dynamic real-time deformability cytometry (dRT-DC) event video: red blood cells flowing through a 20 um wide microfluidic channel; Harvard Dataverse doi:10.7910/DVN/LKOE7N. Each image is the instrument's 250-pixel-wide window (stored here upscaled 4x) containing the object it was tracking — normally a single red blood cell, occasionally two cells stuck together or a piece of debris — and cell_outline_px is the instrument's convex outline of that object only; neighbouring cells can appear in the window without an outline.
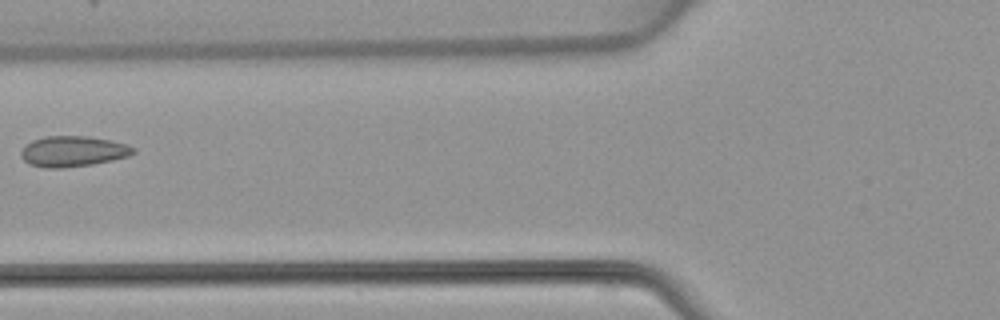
{"species": "common noctule bat (a hibernating species)", "species_latin": "Nyctalus noctula", "temperature_condition": "warm", "stored_images_in_passage": 6, "camera_frame_rate_fps": 3000, "um_per_image_px": 0.085, "animal": {"sex": "female", "body_mass_g": 22.7, "forearm_length_mm": 54.2}, "frame": {"image": 1, "passage_image": 6, "time_ms": 6.0, "image_size_px": [1000, 320], "cell_outline_px": [[136, 152], [128, 156], [112, 160], [92, 164], [64, 168], [44, 168], [28, 164], [20, 156], [20, 152], [32, 140], [44, 136], [88, 136], [112, 140], [128, 144], [136, 148]], "centroid_in_image_um": [6.22, 12.86], "position_along_channel_um": 119.6, "area_um2": 20.23}}